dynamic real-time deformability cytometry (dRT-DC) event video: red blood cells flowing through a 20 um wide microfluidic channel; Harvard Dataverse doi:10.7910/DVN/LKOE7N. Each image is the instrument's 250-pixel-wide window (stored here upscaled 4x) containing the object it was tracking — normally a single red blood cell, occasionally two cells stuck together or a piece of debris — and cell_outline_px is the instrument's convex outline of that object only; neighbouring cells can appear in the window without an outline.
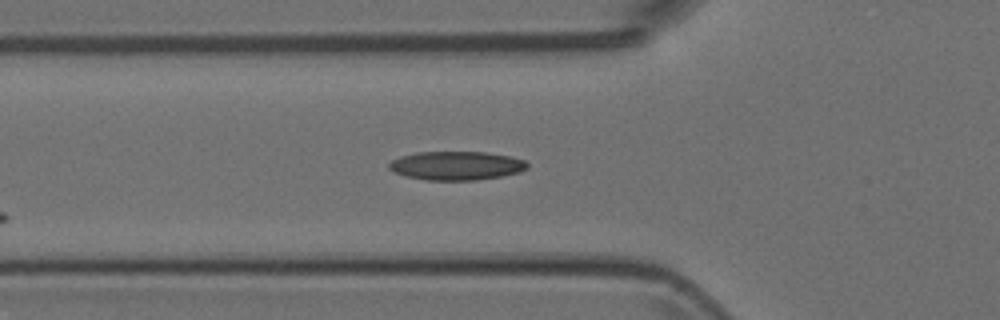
{"species": "Egyptian fruit bat (a non-hibernating species)", "species_latin": "Rousettus aegyptiacus", "temperature_condition": "room temperature", "stored_images_in_passage": 5, "segment_of_instrument_passage": [1, 2], "camera_frame_rate_fps": 3000, "um_per_image_px": 0.085, "animal": {"sex": "female"}, "frame": {"image": 1, "passage_image": 4, "time_ms": 1.0, "image_size_px": [1000, 320], "cell_outline_px": [[528, 168], [520, 172], [500, 176], [476, 180], [428, 180], [404, 176], [388, 168], [388, 164], [392, 160], [400, 156], [416, 152], [484, 152], [508, 156], [524, 160], [528, 164]], "centroid_in_image_um": [38.77, 14.08], "position_along_channel_um": 87.0, "area_um2": 23.06}}